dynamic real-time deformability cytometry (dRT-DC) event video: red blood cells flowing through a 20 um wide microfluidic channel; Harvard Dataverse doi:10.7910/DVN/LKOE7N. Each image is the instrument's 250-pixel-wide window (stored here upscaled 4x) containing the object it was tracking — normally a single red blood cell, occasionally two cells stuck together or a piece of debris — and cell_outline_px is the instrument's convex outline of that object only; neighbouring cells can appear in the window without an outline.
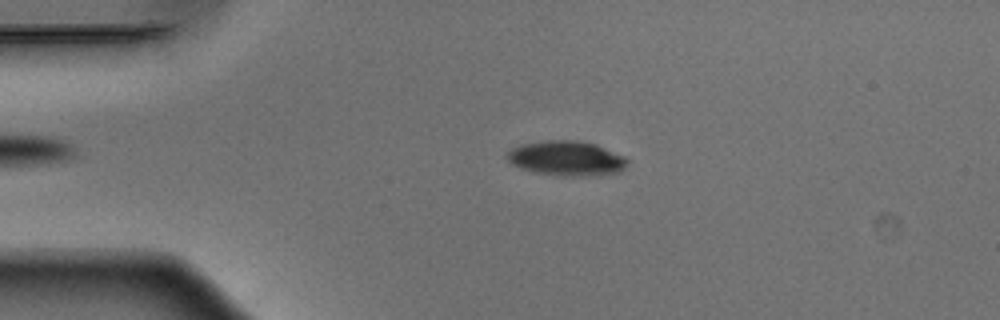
{"species": "Egyptian fruit bat (a non-hibernating species)", "species_latin": "Rousettus aegyptiacus", "temperature_condition": "warm", "stored_images_in_passage": 41, "camera_frame_rate_fps": 3000, "um_per_image_px": 0.085, "animal": {"sex": "male"}, "frame": {"image": 1, "passage_image": 8, "time_ms": 2.333, "image_size_px": [1000, 320], "cell_outline_px": [[628, 164], [620, 172], [596, 176], [564, 176], [532, 172], [512, 164], [508, 160], [508, 152], [512, 148], [520, 144], [548, 140], [576, 140], [596, 144], [624, 156], [628, 160]], "centroid_in_image_um": [48.18, 13.47], "position_along_channel_um": 36.8, "area_um2": 24.51}}
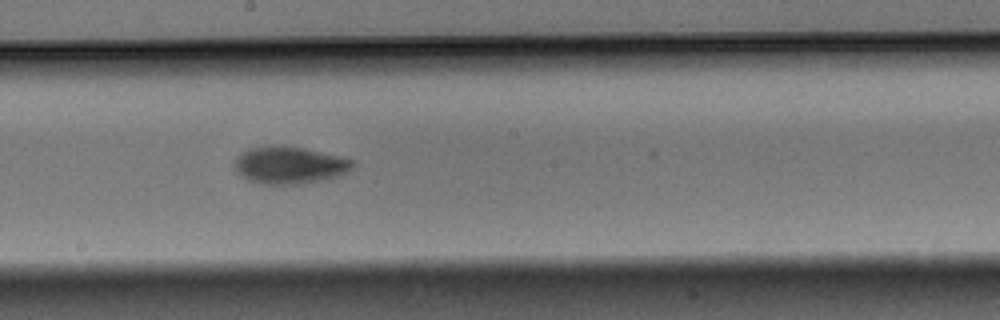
{"frame": {"image": 2, "passage_image": 25, "time_ms": 8.0, "image_size_px": [1000, 320], "cell_outline_px": [[352, 168], [348, 172], [340, 176], [320, 180], [296, 184], [264, 184], [248, 180], [240, 176], [236, 168], [236, 160], [240, 152], [248, 148], [268, 144], [284, 144], [304, 148], [340, 156], [352, 160]], "centroid_in_image_um": [24.58, 14.01], "position_along_channel_um": 223.6, "area_um2": 25.84}}
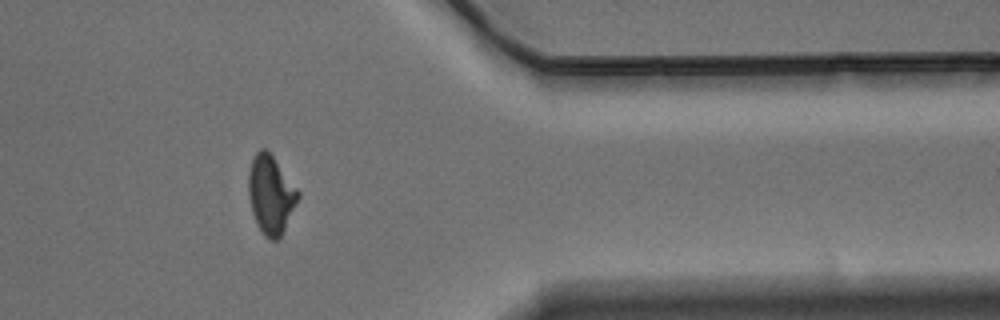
{"frame": {"image": 3, "passage_image": 39, "time_ms": 12.667, "image_size_px": [1000, 320], "cell_outline_px": [[300, 196], [280, 236], [276, 240], [272, 240], [260, 228], [252, 212], [248, 192], [248, 176], [252, 160], [256, 152], [260, 148], [264, 148], [272, 156], [300, 192]], "centroid_in_image_um": [23.01, 16.5], "position_along_channel_um": 388.4, "area_um2": 21.91}, "authors_computed_cell_mechanics": {"area_um2": 23.8714, "velocity_mm_per_s": 3.8988, "shape_relaxation_time_tau1_ms": 2.84, "shape_relaxation_time_tau2_ms": 6.1852, "deformation_change_tau1": 0.1189, "deformation_change_tau2": 0.1083}}